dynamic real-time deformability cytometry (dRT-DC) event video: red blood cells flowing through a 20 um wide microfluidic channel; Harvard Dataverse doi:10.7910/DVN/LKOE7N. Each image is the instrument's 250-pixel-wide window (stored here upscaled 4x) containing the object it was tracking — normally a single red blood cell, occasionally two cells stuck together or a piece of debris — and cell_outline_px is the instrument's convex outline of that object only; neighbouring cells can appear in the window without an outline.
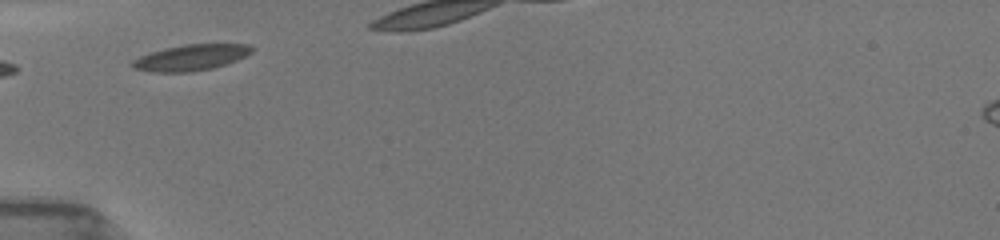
{"species": "common noctule bat (a hibernating species)", "species_latin": "Nyctalus noctula", "temperature_condition": "room temperature", "stored_images_in_passage": 4, "camera_frame_rate_fps": 3000, "um_per_image_px": 0.085, "animal": {"sex": "female", "body_mass_g": 19.5, "forearm_length_mm": 54.1}, "frame": {"image": 1, "passage_image": 1, "time_ms": 0.0, "image_size_px": [1000, 240], "cell_outline_px": [[256, 48], [252, 52], [236, 60], [212, 68], [192, 72], [148, 72], [132, 68], [128, 64], [132, 60], [140, 56], [164, 48], [184, 44], [248, 44]], "centroid_in_image_um": [16.18, 4.89], "position_along_channel_um": 68.8, "area_um2": 18.21}}